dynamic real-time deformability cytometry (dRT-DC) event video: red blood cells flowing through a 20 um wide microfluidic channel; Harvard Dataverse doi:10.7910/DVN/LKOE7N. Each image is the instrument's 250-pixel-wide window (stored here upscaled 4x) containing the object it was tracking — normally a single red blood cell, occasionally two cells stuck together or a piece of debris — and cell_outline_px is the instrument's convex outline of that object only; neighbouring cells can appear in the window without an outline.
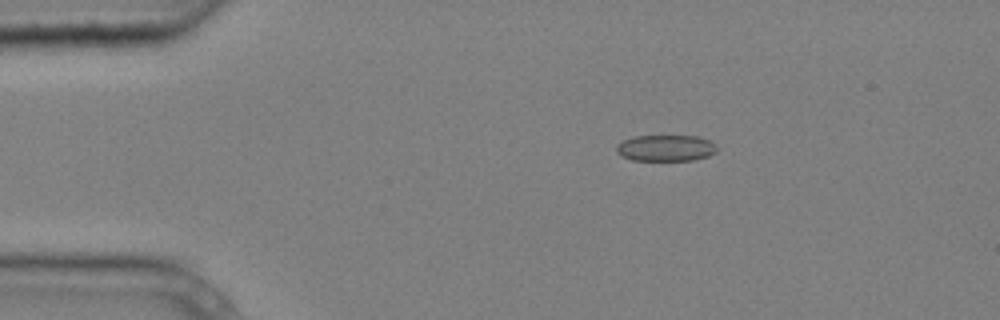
{"species": "common noctule bat (a hibernating species)", "species_latin": "Nyctalus noctula", "temperature_condition": "cold", "stored_images_in_passage": 3, "camera_frame_rate_fps": 3000, "um_per_image_px": 0.085, "animal": {"sex": "male", "body_mass_g": 20.4}, "frame": {"image": 1, "passage_image": 2, "time_ms": 0.333, "image_size_px": [1000, 320], "cell_outline_px": [[716, 152], [708, 156], [696, 160], [632, 160], [620, 156], [616, 152], [616, 144], [632, 136], [696, 136], [708, 140], [716, 148]], "centroid_in_image_um": [56.53, 12.59], "position_along_channel_um": 28.5, "area_um2": 15.37}}